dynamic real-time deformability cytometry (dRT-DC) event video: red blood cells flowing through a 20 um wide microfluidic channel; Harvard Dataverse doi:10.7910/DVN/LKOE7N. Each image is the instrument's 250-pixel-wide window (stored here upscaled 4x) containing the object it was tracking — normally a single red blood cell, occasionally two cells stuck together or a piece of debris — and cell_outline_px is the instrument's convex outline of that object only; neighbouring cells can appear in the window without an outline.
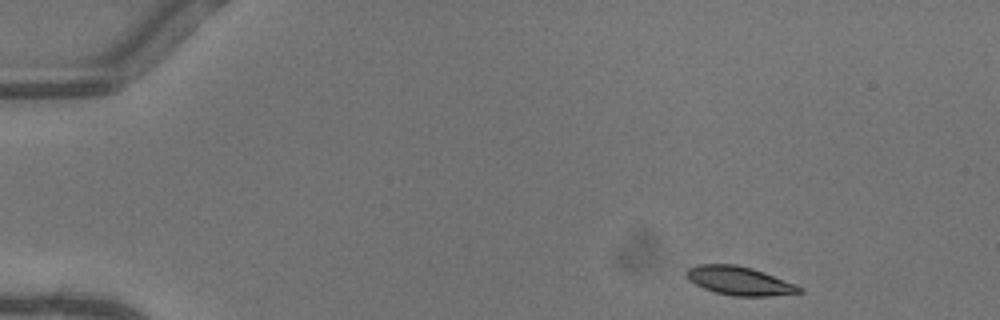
{"species": "common noctule bat (a hibernating species)", "species_latin": "Nyctalus noctula", "temperature_condition": "warm", "stored_images_in_passage": 45, "camera_frame_rate_fps": 3000, "um_per_image_px": 0.085, "animal": {"sex": "female"}, "frame": {"image": 1, "passage_image": 1, "time_ms": 0.0, "image_size_px": [1000, 320], "cell_outline_px": [[804, 292], [768, 296], [732, 296], [716, 292], [704, 288], [696, 284], [684, 272], [688, 268], [696, 264], [736, 264], [752, 268], [764, 272], [796, 284], [804, 288]], "centroid_in_image_um": [62.89, 23.86], "position_along_channel_um": 22.1, "area_um2": 18.79}}
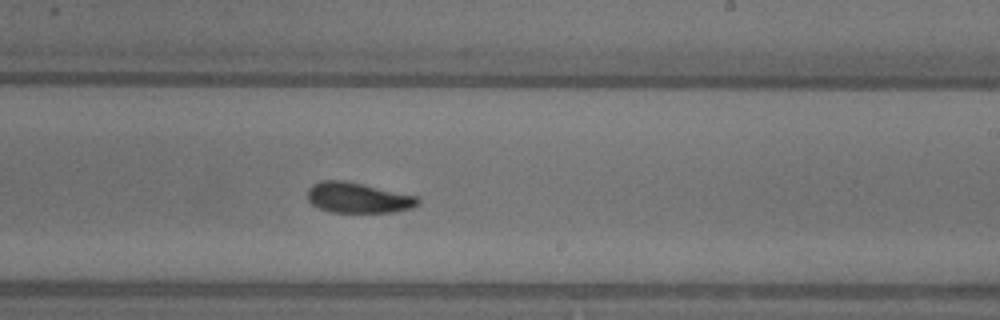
{"frame": {"image": 2, "passage_image": 26, "time_ms": 8.333, "image_size_px": [1000, 320], "cell_outline_px": [[420, 200], [412, 208], [392, 212], [332, 212], [320, 208], [312, 204], [308, 200], [308, 188], [312, 184], [320, 180], [344, 180], [420, 196]], "centroid_in_image_um": [30.44, 16.79], "position_along_channel_um": 258.6, "area_um2": 19.65}}
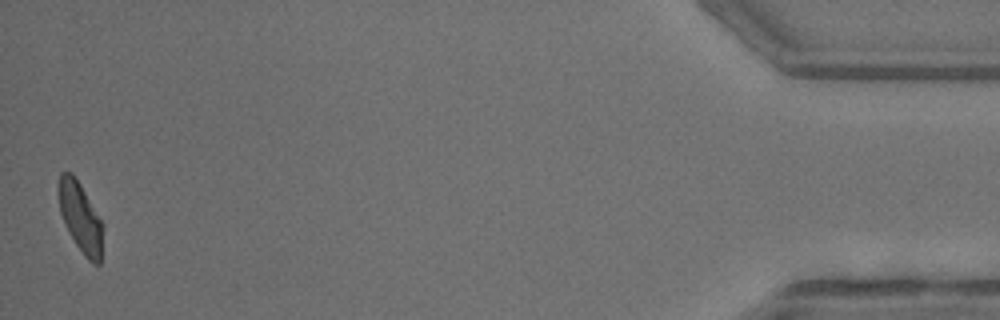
{"frame": {"image": 3, "passage_image": 45, "time_ms": 14.667, "image_size_px": [1000, 320], "cell_outline_px": [[104, 228], [100, 264], [92, 264], [84, 256], [76, 244], [60, 212], [56, 188], [60, 172], [72, 172], [80, 184], [104, 224]], "centroid_in_image_um": [6.84, 18.45], "position_along_channel_um": 428.4, "area_um2": 18.21}, "authors_computed_cell_mechanics": {"area_um2": 19.4208, "velocity_mm_per_s": 4.0903, "shape_relaxation_time_tau1_ms": 2.731, "shape_relaxation_time_tau2_ms": 3.5886, "deformation_change_tau1": 0.1325, "deformation_change_tau2": 0.1033}}